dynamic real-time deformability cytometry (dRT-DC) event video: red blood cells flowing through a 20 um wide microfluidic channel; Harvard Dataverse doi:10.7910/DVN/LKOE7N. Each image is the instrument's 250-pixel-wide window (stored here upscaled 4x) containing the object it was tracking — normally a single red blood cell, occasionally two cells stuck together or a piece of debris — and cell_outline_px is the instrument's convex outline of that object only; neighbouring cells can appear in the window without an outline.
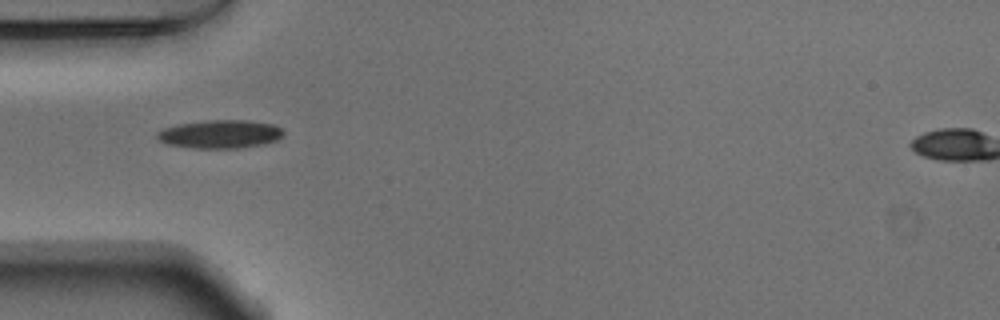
{"species": "Egyptian fruit bat (a non-hibernating species)", "species_latin": "Rousettus aegyptiacus", "temperature_condition": "warm", "stored_images_in_passage": 37, "camera_frame_rate_fps": 3000, "um_per_image_px": 0.085, "animal": {"sex": "male"}, "frame": {"image": 1, "passage_image": 1, "time_ms": 0.0, "image_size_px": [1000, 320], "cell_outline_px": [[284, 132], [276, 140], [260, 144], [236, 148], [196, 148], [168, 144], [160, 140], [156, 136], [156, 132], [164, 128], [176, 124], [204, 120], [248, 120], [272, 124], [280, 128]], "centroid_in_image_um": [18.66, 11.38], "position_along_channel_um": 66.3, "area_um2": 20.63}}
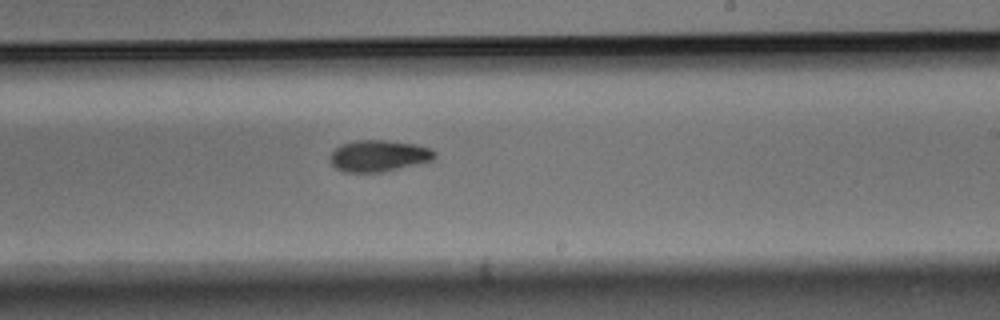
{"frame": {"image": 2, "passage_image": 16, "time_ms": 5.0, "image_size_px": [1000, 320], "cell_outline_px": [[436, 156], [432, 160], [384, 172], [344, 172], [336, 168], [328, 160], [328, 156], [340, 144], [356, 140], [384, 140], [416, 144], [432, 148], [436, 152]], "centroid_in_image_um": [32.17, 13.24], "position_along_channel_um": 256.8, "area_um2": 19.36}}
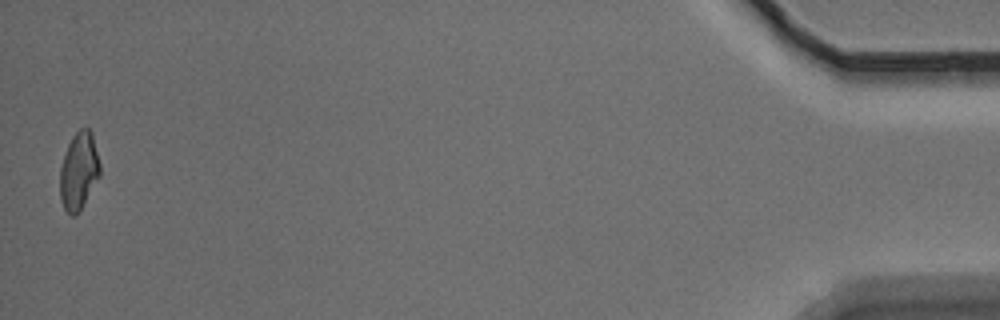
{"frame": {"image": 3, "passage_image": 37, "time_ms": 12.0, "image_size_px": [1000, 320], "cell_outline_px": [[100, 176], [76, 216], [72, 216], [64, 208], [60, 200], [60, 168], [68, 144], [72, 136], [80, 128], [88, 128], [92, 132], [100, 164]], "centroid_in_image_um": [6.7, 14.53], "position_along_channel_um": 428.5, "area_um2": 17.98}, "authors_computed_cell_mechanics": {"area_um2": 19.0162, "velocity_mm_per_s": 3.794, "shape_relaxation_time_tau1_ms": 3.6472, "shape_relaxation_time_tau2_ms": 6.6482, "deformation_change_tau1": 0.14, "deformation_change_tau2": 0.1263}}